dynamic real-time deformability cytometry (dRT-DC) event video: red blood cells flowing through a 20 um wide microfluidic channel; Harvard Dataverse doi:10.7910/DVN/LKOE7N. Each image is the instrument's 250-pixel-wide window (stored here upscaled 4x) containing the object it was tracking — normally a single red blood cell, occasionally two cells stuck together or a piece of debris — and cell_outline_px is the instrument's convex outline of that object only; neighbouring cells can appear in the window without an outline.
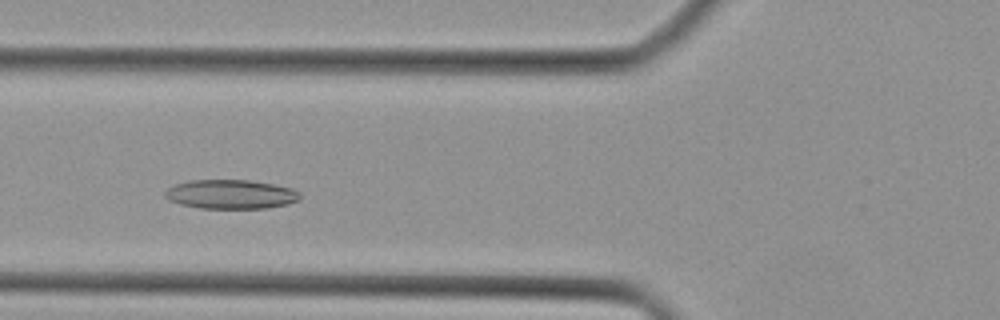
{"species": "Egyptian fruit bat (a non-hibernating species)", "species_latin": "Rousettus aegyptiacus", "temperature_condition": "cold", "stored_images_in_passage": 26, "camera_frame_rate_fps": 3000, "um_per_image_px": 0.085, "animal": {"sex": "female"}, "frame": {"image": 1, "passage_image": 7, "time_ms": 2.0, "image_size_px": [1000, 320], "cell_outline_px": [[300, 200], [288, 204], [268, 208], [200, 208], [180, 204], [168, 200], [164, 196], [164, 192], [168, 188], [176, 184], [192, 180], [248, 180], [272, 184], [292, 188], [300, 192]], "centroid_in_image_um": [19.63, 16.52], "position_along_channel_um": 106.2, "area_um2": 22.95}}
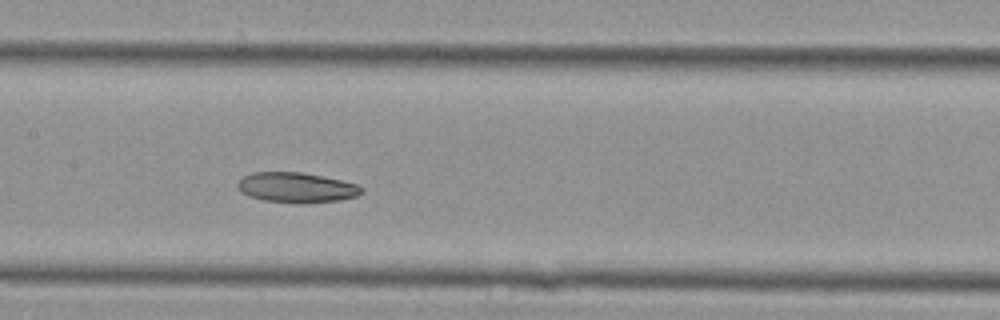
{"frame": {"image": 2, "passage_image": 12, "time_ms": 3.667, "image_size_px": [1000, 320], "cell_outline_px": [[364, 192], [356, 196], [340, 200], [300, 204], [264, 200], [248, 196], [240, 192], [236, 184], [244, 176], [252, 172], [300, 172], [340, 180], [356, 184], [364, 188]], "centroid_in_image_um": [25.19, 15.95], "position_along_channel_um": 182.2, "area_um2": 21.79}}
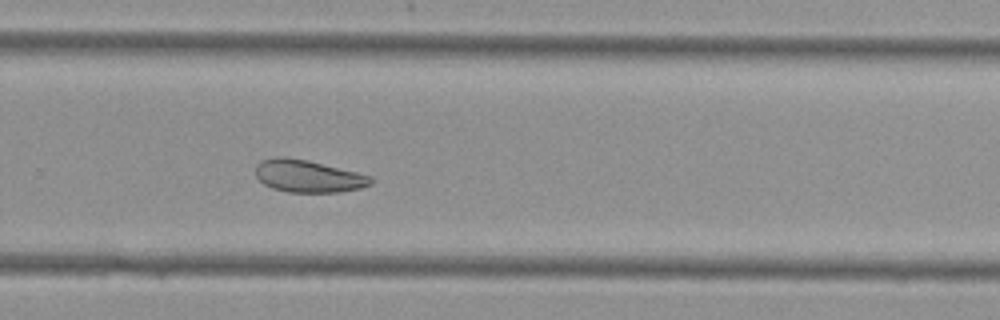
{"frame": {"image": 3, "passage_image": 20, "time_ms": 6.333, "image_size_px": [1000, 320], "cell_outline_px": [[372, 184], [360, 188], [340, 192], [288, 192], [272, 188], [264, 184], [256, 176], [256, 164], [260, 160], [276, 156], [284, 156], [308, 160], [372, 176]], "centroid_in_image_um": [26.17, 14.96], "position_along_channel_um": 303.6, "area_um2": 21.79}}